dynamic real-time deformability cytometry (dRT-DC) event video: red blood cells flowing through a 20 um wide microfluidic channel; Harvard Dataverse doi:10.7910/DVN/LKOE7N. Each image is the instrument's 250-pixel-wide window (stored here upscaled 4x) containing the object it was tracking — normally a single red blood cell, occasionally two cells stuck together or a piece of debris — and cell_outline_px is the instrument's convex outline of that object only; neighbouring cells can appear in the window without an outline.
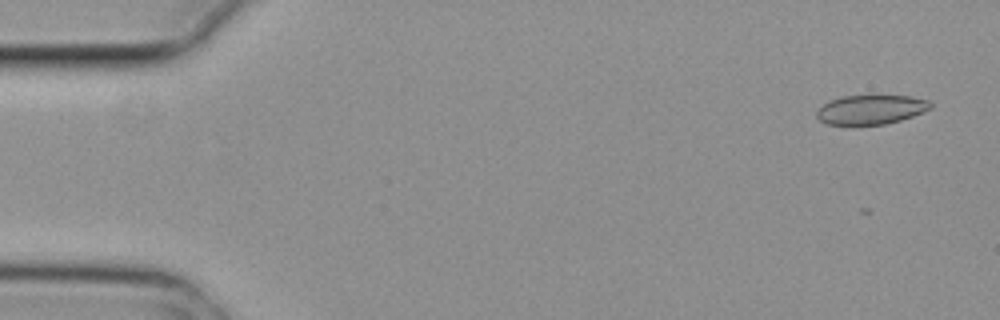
{"species": "common noctule bat (a hibernating species)", "species_latin": "Nyctalus noctula", "temperature_condition": "cold", "stored_images_in_passage": 2, "camera_frame_rate_fps": 3000, "um_per_image_px": 0.085, "animal": {"sex": "female", "body_mass_g": 29.2, "forearm_length_mm": 56.3}, "frame": {"image": 1, "passage_image": 1, "time_ms": 0.0, "image_size_px": [1000, 320], "cell_outline_px": [[932, 108], [912, 116], [900, 120], [884, 124], [828, 124], [820, 120], [816, 116], [816, 112], [828, 100], [840, 96], [912, 96], [928, 100], [932, 104]], "centroid_in_image_um": [74.03, 9.3], "position_along_channel_um": 11.0, "area_um2": 19.25}}
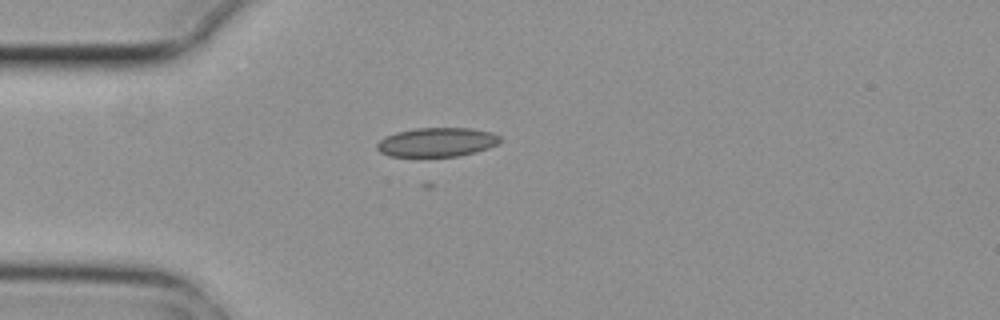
{"frame": {"image": 2, "passage_image": 2, "time_ms": 0.333, "image_size_px": [1000, 320], "cell_outline_px": [[504, 140], [488, 148], [476, 152], [460, 156], [388, 156], [380, 152], [376, 148], [376, 144], [384, 136], [396, 132], [416, 128], [472, 128], [492, 132], [500, 136]], "centroid_in_image_um": [37.15, 12.08], "position_along_channel_um": 47.9, "area_um2": 21.04}}